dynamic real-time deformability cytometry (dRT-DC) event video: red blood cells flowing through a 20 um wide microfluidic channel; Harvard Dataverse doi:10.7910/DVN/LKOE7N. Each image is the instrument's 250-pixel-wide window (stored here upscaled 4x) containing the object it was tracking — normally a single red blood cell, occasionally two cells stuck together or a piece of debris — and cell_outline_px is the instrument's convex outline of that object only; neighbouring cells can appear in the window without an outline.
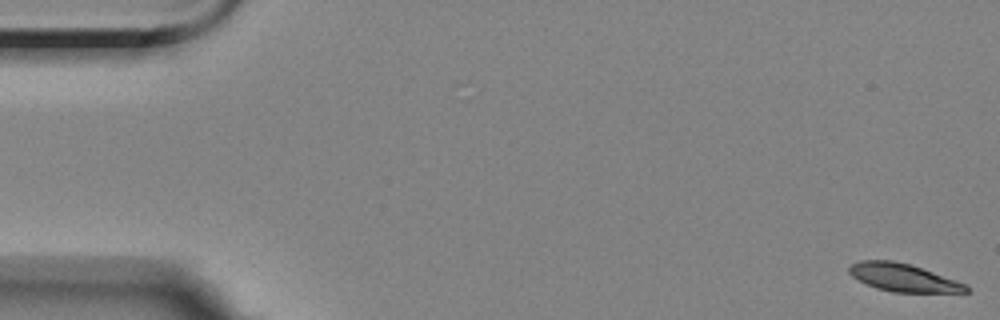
{"species": "Egyptian fruit bat (a non-hibernating species)", "species_latin": "Rousettus aegyptiacus", "temperature_condition": "room temperature", "stored_images_in_passage": 5, "segment_of_instrument_passage": [2, 2], "camera_frame_rate_fps": 3000, "um_per_image_px": 0.085, "animal": {"sex": "female"}, "frame": {"image": 1, "passage_image": 5, "time_ms": 5.667, "image_size_px": [1000, 320], "cell_outline_px": [[968, 292], [892, 292], [876, 288], [852, 276], [848, 272], [848, 268], [852, 264], [860, 260], [892, 260], [908, 264], [968, 284]], "centroid_in_image_um": [76.77, 23.6], "position_along_channel_um": 8.2, "area_um2": 18.67}}